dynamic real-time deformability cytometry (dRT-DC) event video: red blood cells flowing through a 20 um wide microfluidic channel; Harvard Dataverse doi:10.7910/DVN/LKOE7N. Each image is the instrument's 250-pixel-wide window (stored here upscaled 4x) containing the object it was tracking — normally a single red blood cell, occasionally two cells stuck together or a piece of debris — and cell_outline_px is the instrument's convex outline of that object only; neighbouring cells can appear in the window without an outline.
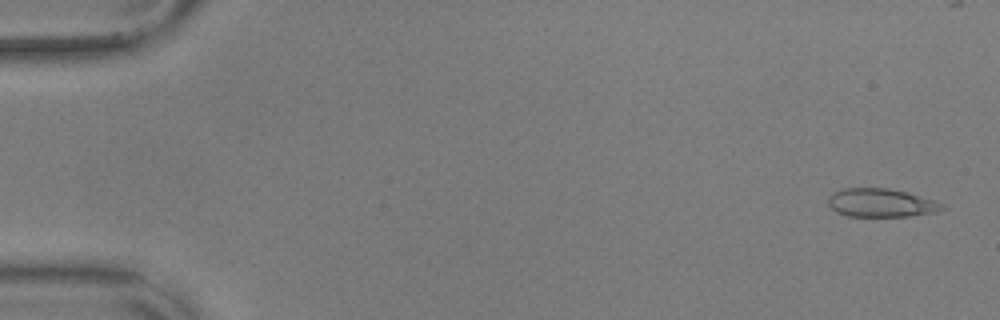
{"species": "common noctule bat (a hibernating species)", "species_latin": "Nyctalus noctula", "temperature_condition": "warm", "stored_images_in_passage": 12, "camera_frame_rate_fps": 3000, "um_per_image_px": 0.085, "animal": {"sex": "male", "body_mass_g": 17.9, "forearm_length_mm": 54.2}, "frame": {"image": 1, "passage_image": 1, "time_ms": 0.0, "image_size_px": [1000, 320], "cell_outline_px": [[948, 208], [940, 212], [908, 216], [848, 216], [836, 212], [828, 204], [828, 196], [832, 192], [844, 188], [888, 188], [904, 192], [932, 200], [944, 204]], "centroid_in_image_um": [74.89, 17.25], "position_along_channel_um": 10.1, "area_um2": 18.9}}